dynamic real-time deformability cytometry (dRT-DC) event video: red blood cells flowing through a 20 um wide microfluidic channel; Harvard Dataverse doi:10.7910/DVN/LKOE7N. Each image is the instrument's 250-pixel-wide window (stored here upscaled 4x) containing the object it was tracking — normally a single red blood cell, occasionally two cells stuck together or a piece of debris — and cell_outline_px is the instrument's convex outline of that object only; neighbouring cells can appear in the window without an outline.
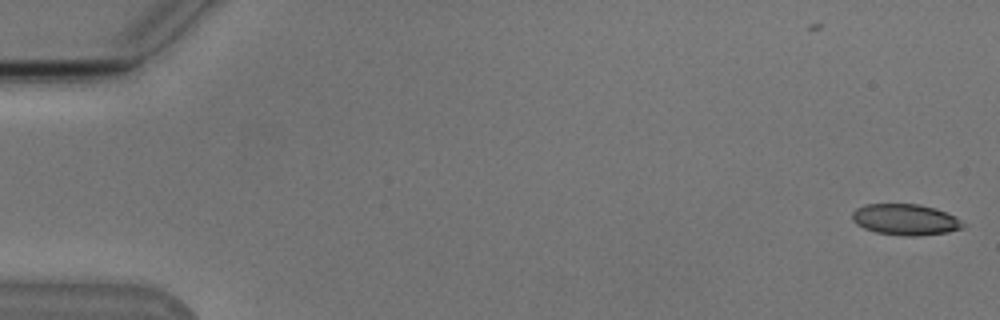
{"species": "Egyptian fruit bat (a non-hibernating species)", "species_latin": "Rousettus aegyptiacus", "temperature_condition": "cold", "stored_images_in_passage": 3, "camera_frame_rate_fps": 3000, "um_per_image_px": 0.085, "animal": {"sex": "male"}, "frame": {"image": 1, "passage_image": 3, "time_ms": 0.667, "image_size_px": [1000, 320], "cell_outline_px": [[968, 224], [964, 228], [948, 232], [920, 236], [904, 236], [876, 232], [864, 228], [856, 224], [852, 220], [852, 212], [856, 208], [864, 204], [920, 204], [936, 208], [956, 216]], "centroid_in_image_um": [77.01, 18.66], "position_along_channel_um": 8.0, "area_um2": 20.46}}